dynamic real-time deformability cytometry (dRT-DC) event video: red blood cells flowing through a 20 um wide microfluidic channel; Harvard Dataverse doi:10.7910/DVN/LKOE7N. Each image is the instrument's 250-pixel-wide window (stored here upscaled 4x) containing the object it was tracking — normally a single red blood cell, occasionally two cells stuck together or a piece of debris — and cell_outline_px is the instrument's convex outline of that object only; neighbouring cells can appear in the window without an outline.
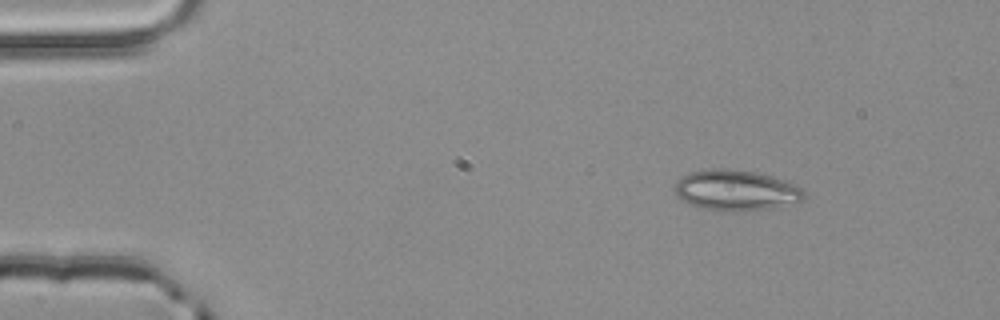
{"species": "common noctule bat (a hibernating species)", "species_latin": "Nyctalus noctula", "temperature_condition": "room temperature", "stored_images_in_passage": 3, "camera_frame_rate_fps": 3000, "um_per_image_px": 0.085, "animal": {"sex": "male", "body_mass_g": 20.4}, "frame": {"image": 1, "passage_image": 1, "time_ms": 0.0, "image_size_px": [1000, 320], "cell_outline_px": [[804, 200], [796, 204], [772, 208], [740, 212], [720, 212], [696, 208], [676, 196], [676, 180], [680, 176], [688, 172], [716, 168], [724, 168], [756, 172], [772, 176], [784, 180], [804, 188]], "centroid_in_image_um": [62.57, 16.2], "position_along_channel_um": 22.4, "area_um2": 31.44}}